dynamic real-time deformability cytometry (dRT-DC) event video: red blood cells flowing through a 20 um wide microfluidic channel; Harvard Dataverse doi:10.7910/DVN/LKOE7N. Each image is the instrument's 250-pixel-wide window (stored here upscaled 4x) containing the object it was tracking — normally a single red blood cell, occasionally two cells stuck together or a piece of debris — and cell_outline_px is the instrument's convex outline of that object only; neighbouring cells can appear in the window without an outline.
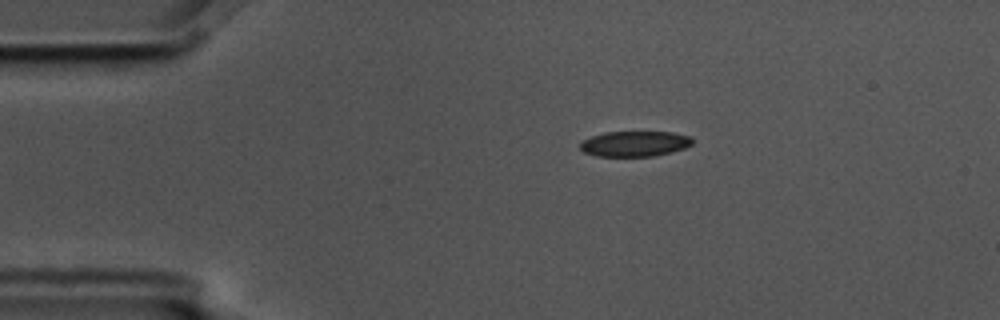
{"species": "common noctule bat (a hibernating species)", "species_latin": "Nyctalus noctula", "temperature_condition": "cold", "stored_images_in_passage": 3, "camera_frame_rate_fps": 3000, "um_per_image_px": 0.085, "animal": {"sex": "male", "body_mass_g": 17.5, "forearm_length_mm": 52.3}, "frame": {"image": 1, "passage_image": 3, "time_ms": 0.667, "image_size_px": [1000, 320], "cell_outline_px": [[692, 144], [684, 148], [652, 156], [596, 156], [584, 152], [580, 148], [580, 140], [604, 132], [672, 132], [692, 136]], "centroid_in_image_um": [53.92, 12.21], "position_along_channel_um": 31.1, "area_um2": 16.59}}